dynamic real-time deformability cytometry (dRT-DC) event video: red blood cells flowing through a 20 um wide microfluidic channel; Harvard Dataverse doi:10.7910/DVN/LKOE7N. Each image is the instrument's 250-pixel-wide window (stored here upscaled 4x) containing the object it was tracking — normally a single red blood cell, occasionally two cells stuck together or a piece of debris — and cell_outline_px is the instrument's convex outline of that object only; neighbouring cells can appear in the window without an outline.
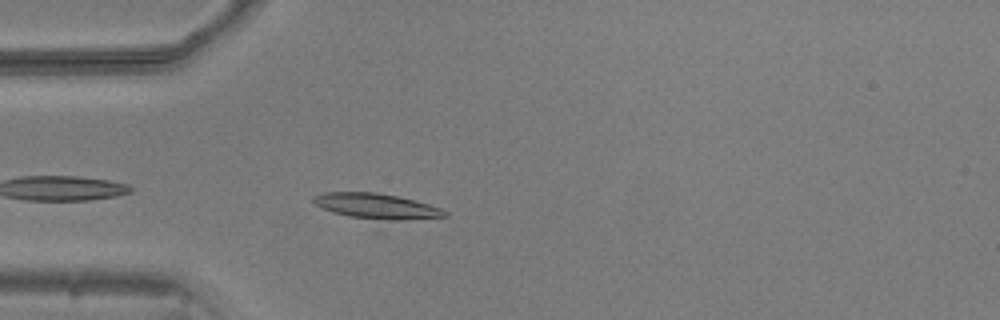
{"species": "common noctule bat (a hibernating species)", "species_latin": "Nyctalus noctula", "temperature_condition": "warm", "stored_images_in_passage": 13, "camera_frame_rate_fps": 3000, "um_per_image_px": 0.085, "animal": {"sex": "male", "body_mass_g": 20.5, "forearm_length_mm": 52.5}, "frame": {"image": 1, "passage_image": 3, "time_ms": 0.667, "image_size_px": [1000, 320], "cell_outline_px": [[448, 216], [376, 236], [316, 204], [312, 200], [312, 196], [324, 192], [376, 192], [396, 196], [428, 204], [440, 208], [448, 212]], "centroid_in_image_um": [32.14, 17.89], "position_along_channel_um": 52.9, "area_um2": 25.55}}
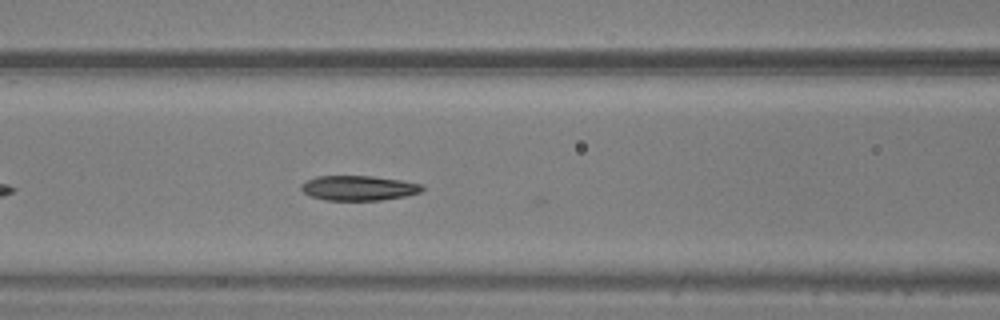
{"frame": {"image": 2, "passage_image": 10, "time_ms": 3.0, "image_size_px": [1000, 320], "cell_outline_px": [[424, 188], [420, 192], [404, 196], [380, 200], [328, 200], [312, 196], [304, 192], [300, 188], [308, 180], [316, 176], [372, 176], [400, 180], [424, 184]], "centroid_in_image_um": [30.52, 15.97], "position_along_channel_um": 136.1, "area_um2": 17.28}}